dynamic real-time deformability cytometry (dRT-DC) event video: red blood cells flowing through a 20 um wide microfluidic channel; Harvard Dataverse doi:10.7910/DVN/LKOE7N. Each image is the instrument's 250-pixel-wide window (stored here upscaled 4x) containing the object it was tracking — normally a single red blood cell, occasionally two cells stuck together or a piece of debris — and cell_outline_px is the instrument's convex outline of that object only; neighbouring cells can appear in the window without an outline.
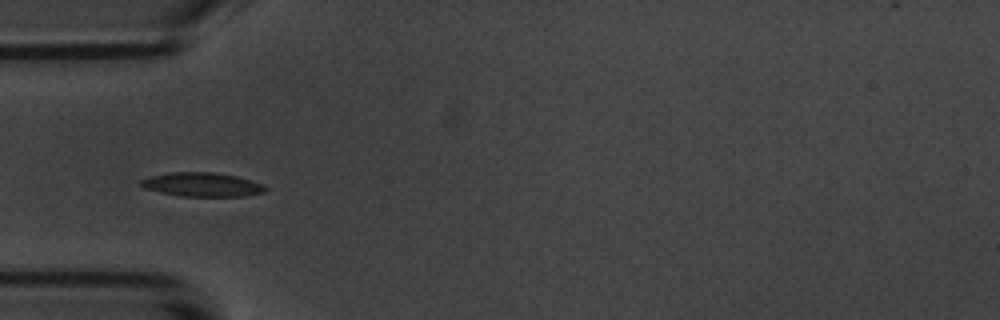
{"species": "common noctule bat (a hibernating species)", "species_latin": "Nyctalus noctula", "temperature_condition": "room temperature", "stored_images_in_passage": 15, "camera_frame_rate_fps": 3000, "um_per_image_px": 0.085, "animal": {"sex": "male", "body_mass_g": 20.1, "forearm_length_mm": 53.5}, "frame": {"image": 1, "passage_image": 5, "time_ms": 5.333, "image_size_px": [1000, 320], "cell_outline_px": [[268, 188], [264, 192], [244, 196], [180, 196], [160, 192], [144, 188], [136, 184], [140, 180], [148, 176], [168, 172], [212, 172], [236, 176], [264, 184]], "centroid_in_image_um": [17.12, 15.68], "position_along_channel_um": 67.9, "area_um2": 17.57}}
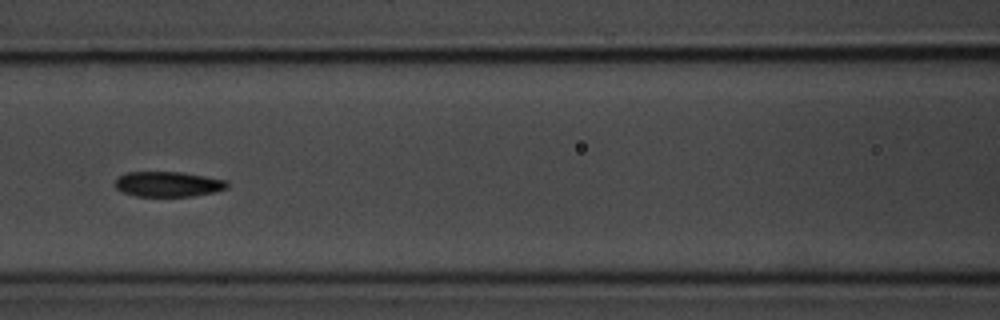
{"frame": {"image": 2, "passage_image": 7, "time_ms": 7.667, "image_size_px": [1000, 320], "cell_outline_px": [[228, 188], [212, 192], [192, 196], [136, 196], [124, 192], [116, 188], [112, 184], [116, 176], [128, 172], [180, 172], [228, 180]], "centroid_in_image_um": [14.24, 15.64], "position_along_channel_um": 152.4, "area_um2": 16.53}}
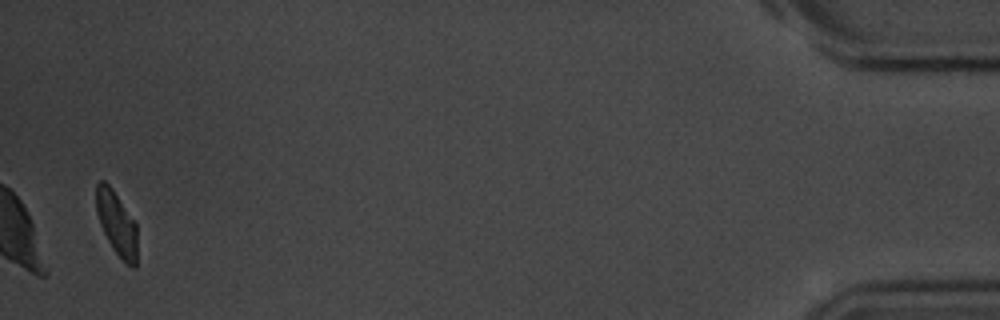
{"frame": {"image": 3, "passage_image": 15, "time_ms": 17.667, "image_size_px": [1000, 320], "cell_outline_px": [[136, 268], [132, 268], [112, 248], [100, 224], [96, 212], [96, 184], [100, 180], [104, 180], [112, 188], [136, 224]], "centroid_in_image_um": [9.9, 18.96], "position_along_channel_um": 425.3, "area_um2": 14.97}, "authors_computed_cell_mechanics": {"area_um2": 17.3978, "velocity_mm_per_s": 3.6066, "shape_relaxation_time_tau1_ms": 2.9085, "shape_relaxation_time_tau2_ms": 11.3758, "deformation_change_tau1": 0.1001, "deformation_change_tau2": 0.1431}}